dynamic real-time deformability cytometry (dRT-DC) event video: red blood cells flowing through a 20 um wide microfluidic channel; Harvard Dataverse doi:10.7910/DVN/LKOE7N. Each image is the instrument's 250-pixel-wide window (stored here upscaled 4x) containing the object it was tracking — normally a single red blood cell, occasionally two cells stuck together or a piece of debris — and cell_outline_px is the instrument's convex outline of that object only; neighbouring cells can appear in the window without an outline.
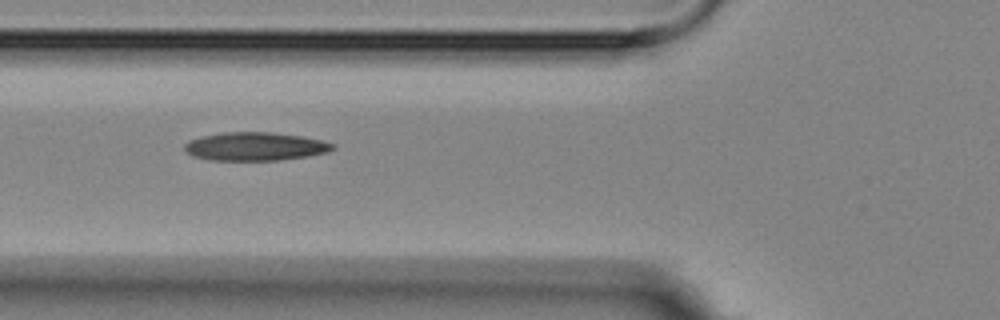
{"species": "Egyptian fruit bat (a non-hibernating species)", "species_latin": "Rousettus aegyptiacus", "temperature_condition": "room temperature", "stored_images_in_passage": 14, "camera_frame_rate_fps": 3000, "um_per_image_px": 0.085, "animal": {"sex": "female"}, "frame": {"image": 1, "passage_image": 4, "time_ms": 3.333, "image_size_px": [1000, 320], "cell_outline_px": [[336, 148], [328, 152], [308, 156], [280, 160], [208, 160], [192, 156], [184, 148], [184, 144], [188, 140], [200, 136], [224, 132], [272, 132], [300, 136], [320, 140], [336, 144]], "centroid_in_image_um": [21.68, 12.45], "position_along_channel_um": 104.1, "area_um2": 24.62}}
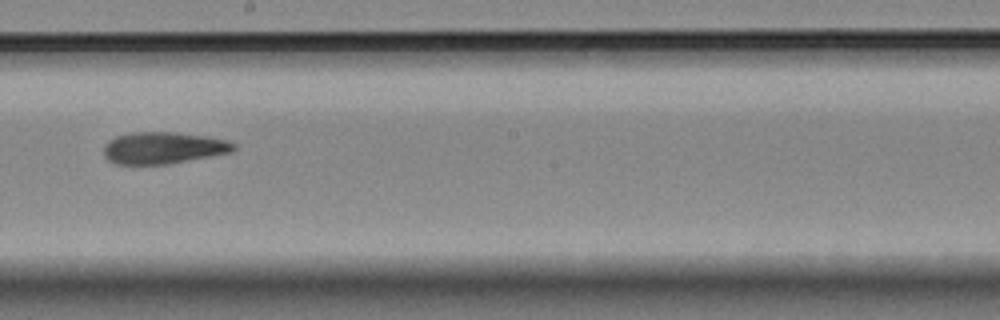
{"frame": {"image": 2, "passage_image": 7, "time_ms": 7.0, "image_size_px": [1000, 320], "cell_outline_px": [[236, 148], [232, 152], [168, 164], [116, 164], [108, 160], [104, 156], [104, 144], [108, 140], [116, 136], [132, 132], [176, 132], [204, 136], [224, 140], [236, 144]], "centroid_in_image_um": [13.84, 12.57], "position_along_channel_um": 234.4, "area_um2": 24.04}}
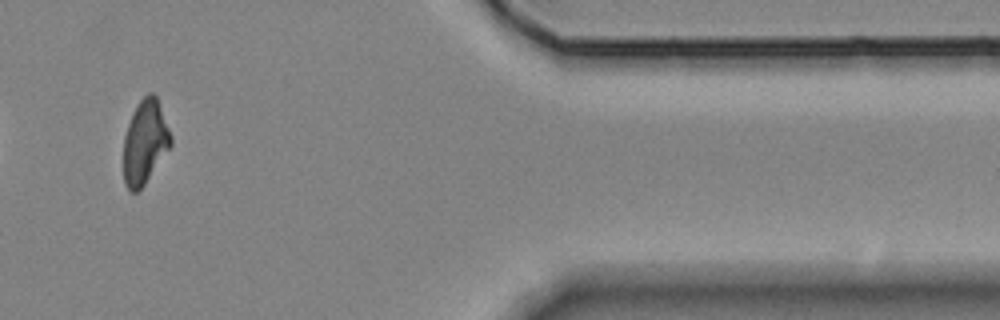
{"frame": {"image": 3, "passage_image": 12, "time_ms": 12.667, "image_size_px": [1000, 320], "cell_outline_px": [[172, 144], [144, 184], [136, 192], [128, 192], [124, 184], [124, 136], [132, 112], [140, 100], [148, 92], [152, 92], [156, 96], [172, 136]], "centroid_in_image_um": [12.31, 12.07], "position_along_channel_um": 399.1, "area_um2": 22.95}, "authors_computed_cell_mechanics": {"area_um2": 23.7847, "velocity_mm_per_s": 3.5283, "shape_relaxation_time_tau1_ms": null, "shape_relaxation_time_tau2_ms": 7.5404, "deformation_change_tau1": null, "deformation_change_tau2": 0.171}}